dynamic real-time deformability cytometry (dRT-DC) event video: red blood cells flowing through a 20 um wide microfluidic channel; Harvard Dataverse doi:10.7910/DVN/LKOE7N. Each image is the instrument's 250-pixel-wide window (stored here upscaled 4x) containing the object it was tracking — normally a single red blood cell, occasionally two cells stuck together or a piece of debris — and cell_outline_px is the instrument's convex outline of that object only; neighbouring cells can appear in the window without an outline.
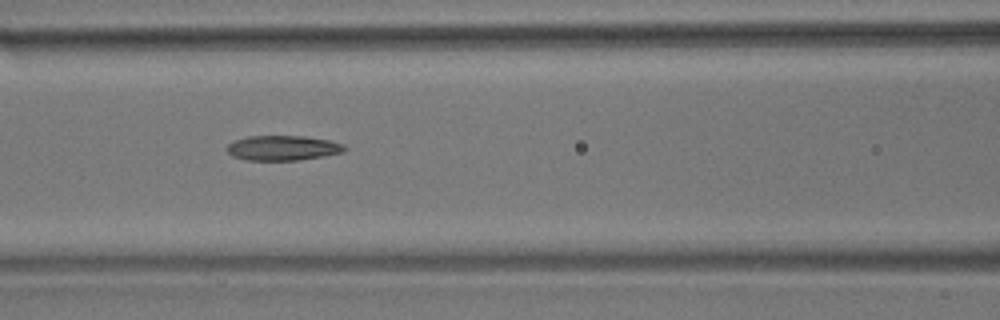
{"species": "common noctule bat (a hibernating species)", "species_latin": "Nyctalus noctula", "temperature_condition": "room temperature", "stored_images_in_passage": 11, "camera_frame_rate_fps": 3000, "um_per_image_px": 0.085, "animal": {"sex": "male", "body_mass_g": 17.9}, "frame": {"image": 1, "passage_image": 4, "time_ms": 4.333, "image_size_px": [1000, 320], "cell_outline_px": [[348, 148], [344, 152], [324, 156], [296, 160], [244, 160], [232, 156], [224, 148], [232, 140], [248, 136], [304, 136], [328, 140], [344, 144]], "centroid_in_image_um": [24.01, 12.57], "position_along_channel_um": 142.6, "area_um2": 17.28}}
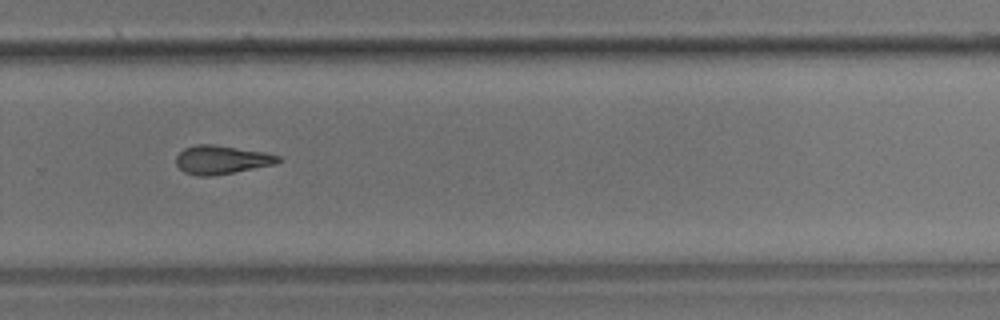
{"frame": {"image": 2, "passage_image": 8, "time_ms": 9.0, "image_size_px": [1000, 320], "cell_outline_px": [[280, 160], [276, 164], [212, 176], [196, 176], [184, 172], [176, 164], [176, 156], [184, 148], [196, 144], [212, 144], [268, 152], [280, 156]], "centroid_in_image_um": [18.83, 13.57], "position_along_channel_um": 311.0, "area_um2": 17.11}}
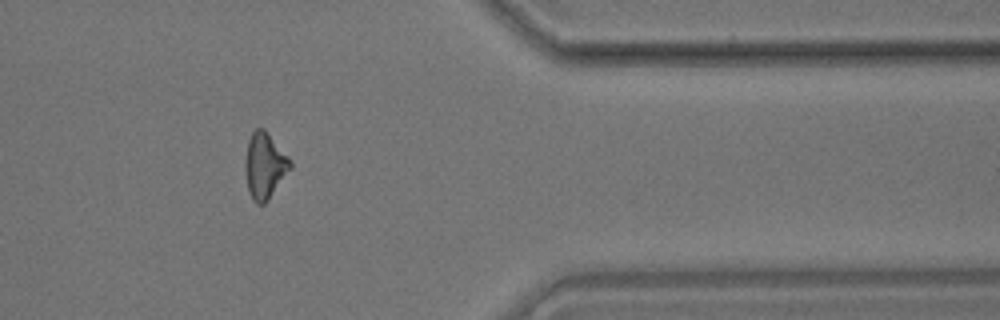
{"frame": {"image": 3, "passage_image": 10, "time_ms": 11.667, "image_size_px": [1000, 320], "cell_outline_px": [[292, 168], [268, 200], [264, 204], [256, 204], [252, 200], [248, 188], [244, 168], [244, 164], [248, 140], [252, 132], [256, 128], [264, 128], [288, 156], [292, 164]], "centroid_in_image_um": [22.49, 14.09], "position_along_channel_um": 388.9, "area_um2": 17.4}, "authors_computed_cell_mechanics": {"area_um2": 17.2822, "velocity_mm_per_s": 3.6286, "shape_relaxation_time_tau1_ms": null, "shape_relaxation_time_tau2_ms": 4.8703, "deformation_change_tau1": null, "deformation_change_tau2": 0.1419}}